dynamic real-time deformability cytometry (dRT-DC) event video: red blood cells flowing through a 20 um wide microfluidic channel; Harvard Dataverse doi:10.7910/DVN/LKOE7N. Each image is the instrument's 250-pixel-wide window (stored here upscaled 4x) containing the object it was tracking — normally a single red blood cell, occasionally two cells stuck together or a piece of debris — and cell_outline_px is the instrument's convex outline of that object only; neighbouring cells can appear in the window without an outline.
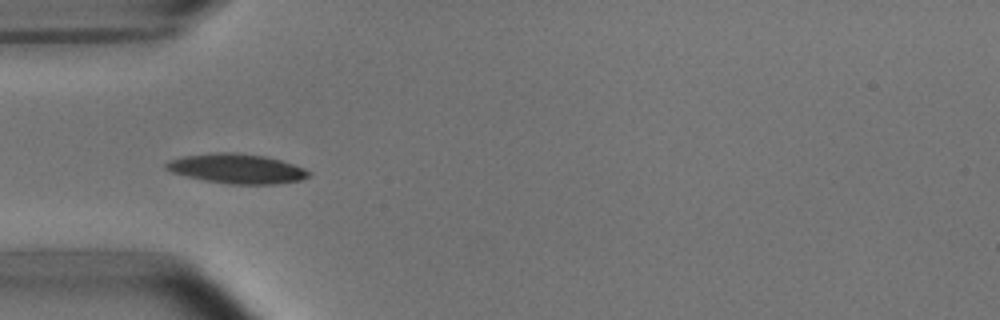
{"species": "common noctule bat (a hibernating species)", "species_latin": "Nyctalus noctula", "temperature_condition": "room temperature", "stored_images_in_passage": 6, "camera_frame_rate_fps": 3000, "um_per_image_px": 0.085, "animal": {"sex": "male", "body_mass_g": 15.6}, "frame": {"image": 1, "passage_image": 5, "time_ms": 4.667, "image_size_px": [1000, 320], "cell_outline_px": [[312, 176], [300, 180], [280, 184], [232, 184], [204, 180], [172, 172], [164, 168], [164, 164], [168, 160], [184, 156], [216, 152], [236, 152], [264, 156], [280, 160], [304, 168], [312, 172]], "centroid_in_image_um": [20.15, 14.33], "position_along_channel_um": 64.8, "area_um2": 24.68}}